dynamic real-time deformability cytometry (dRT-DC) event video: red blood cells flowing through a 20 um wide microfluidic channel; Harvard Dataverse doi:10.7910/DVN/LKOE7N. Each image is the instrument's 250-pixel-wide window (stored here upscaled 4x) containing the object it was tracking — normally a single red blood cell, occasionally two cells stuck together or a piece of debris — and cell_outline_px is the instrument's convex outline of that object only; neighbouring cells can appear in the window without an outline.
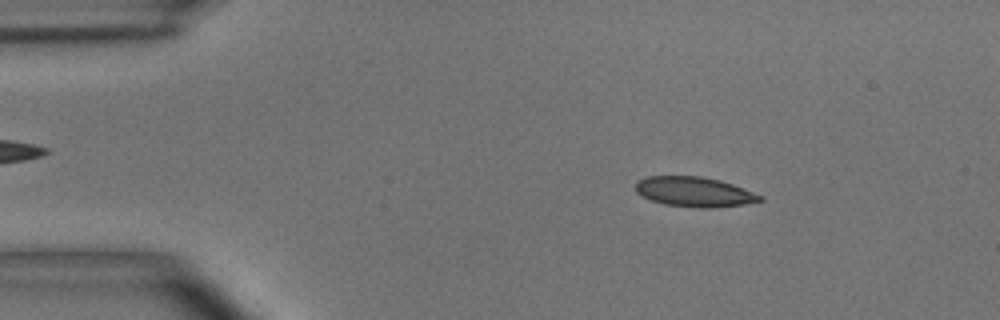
{"species": "common noctule bat (a hibernating species)", "species_latin": "Nyctalus noctula", "temperature_condition": "room temperature", "stored_images_in_passage": 47, "camera_frame_rate_fps": 3000, "um_per_image_px": 0.085, "animal": {"sex": "male", "body_mass_g": 15.6}, "frame": {"image": 1, "passage_image": 2, "time_ms": 0.333, "image_size_px": [1000, 320], "cell_outline_px": [[764, 200], [744, 204], [708, 208], [700, 208], [664, 204], [652, 200], [636, 192], [636, 184], [644, 176], [700, 176], [720, 180], [732, 184], [764, 196]], "centroid_in_image_um": [59.04, 16.3], "position_along_channel_um": 26.0, "area_um2": 21.5}}
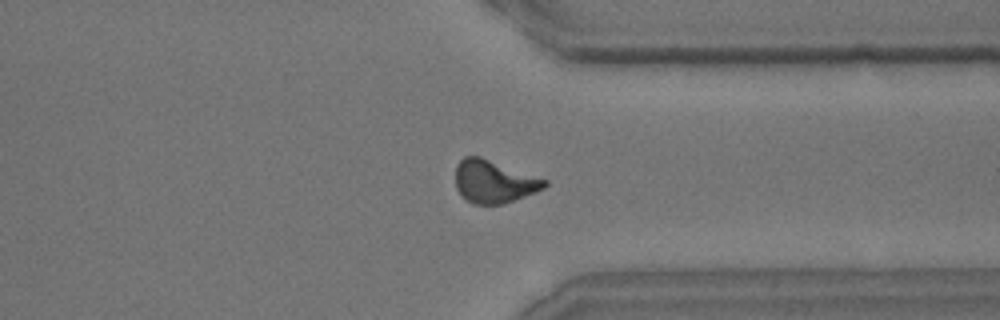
{"frame": {"image": 2, "passage_image": 35, "time_ms": 11.333, "image_size_px": [1000, 320], "cell_outline_px": [[548, 184], [544, 188], [536, 192], [504, 204], [472, 204], [464, 200], [456, 188], [456, 164], [464, 156], [480, 156], [548, 180]], "centroid_in_image_um": [41.97, 15.44], "position_along_channel_um": 369.4, "area_um2": 22.37}}
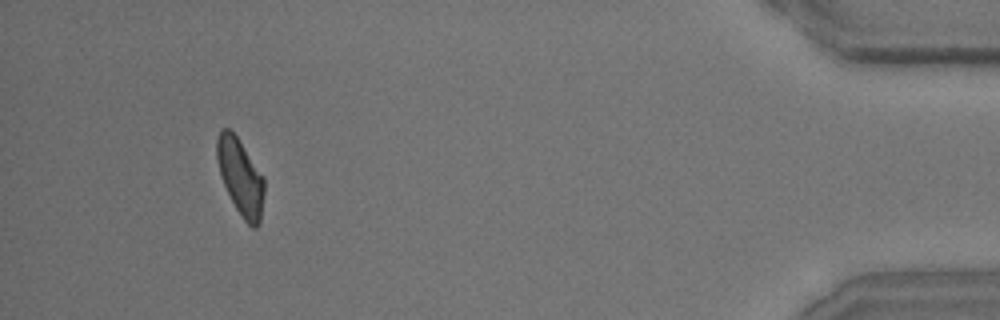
{"frame": {"image": 3, "passage_image": 44, "time_ms": 14.333, "image_size_px": [1000, 320], "cell_outline_px": [[264, 192], [260, 224], [256, 228], [252, 228], [244, 220], [236, 208], [220, 176], [216, 160], [216, 140], [220, 132], [224, 128], [228, 128], [236, 136], [264, 176]], "centroid_in_image_um": [20.44, 15.06], "position_along_channel_um": 414.8, "area_um2": 20.92}, "authors_computed_cell_mechanics": {"area_um2": 21.7328, "velocity_mm_per_s": 3.6773, "shape_relaxation_time_tau1_ms": 7.5528, "shape_relaxation_time_tau2_ms": 2.2867, "deformation_change_tau1": 0.1835, "deformation_change_tau2": 0.0891}}